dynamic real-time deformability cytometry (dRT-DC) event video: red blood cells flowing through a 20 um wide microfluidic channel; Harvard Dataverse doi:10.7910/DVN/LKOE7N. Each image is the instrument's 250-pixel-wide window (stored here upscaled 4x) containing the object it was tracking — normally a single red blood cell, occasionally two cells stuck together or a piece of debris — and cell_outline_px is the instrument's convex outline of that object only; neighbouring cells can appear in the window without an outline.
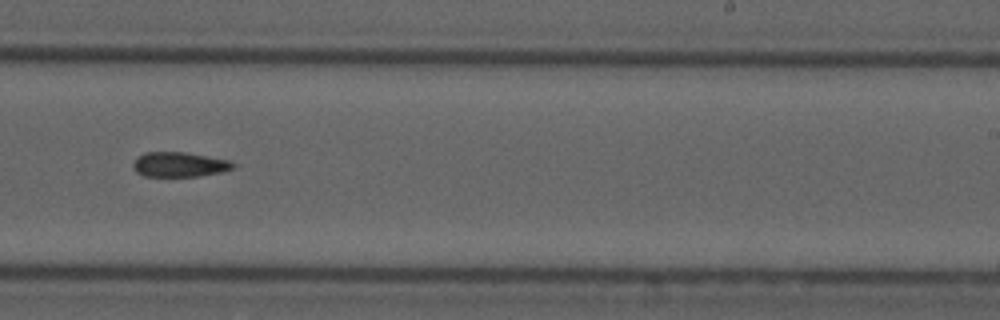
{"species": "common noctule bat (a hibernating species)", "species_latin": "Nyctalus noctula", "temperature_condition": "cold", "stored_images_in_passage": 40, "camera_frame_rate_fps": 3000, "um_per_image_px": 0.085, "animal": {"sex": "male", "forearm_length_mm": 52.5}, "frame": {"image": 1, "passage_image": 19, "time_ms": 6.0, "image_size_px": [1000, 320], "cell_outline_px": [[240, 164], [232, 168], [220, 172], [200, 176], [144, 176], [136, 172], [132, 168], [132, 164], [136, 156], [144, 152], [184, 152], [228, 160]], "centroid_in_image_um": [15.21, 13.98], "position_along_channel_um": 273.8, "area_um2": 14.57}}
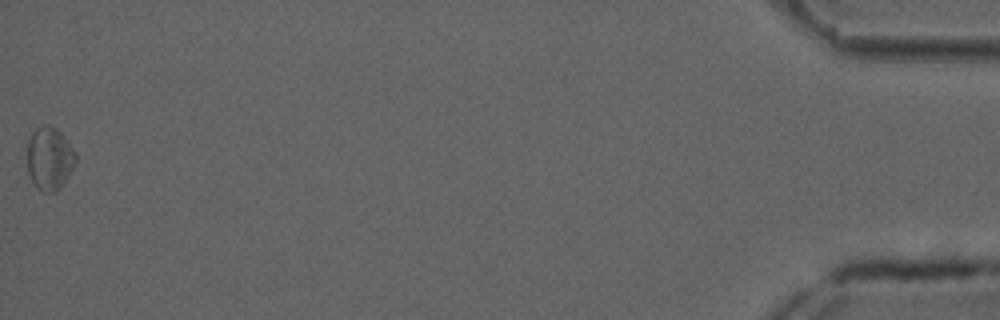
{"frame": {"image": 2, "passage_image": 40, "time_ms": 13.0, "image_size_px": [1000, 320], "cell_outline_px": [[76, 164], [60, 188], [52, 192], [44, 192], [36, 188], [28, 172], [28, 140], [32, 132], [36, 128], [44, 124], [48, 124], [56, 128], [60, 132], [76, 152]], "centroid_in_image_um": [4.21, 13.46], "position_along_channel_um": 431.0, "area_um2": 17.8}}